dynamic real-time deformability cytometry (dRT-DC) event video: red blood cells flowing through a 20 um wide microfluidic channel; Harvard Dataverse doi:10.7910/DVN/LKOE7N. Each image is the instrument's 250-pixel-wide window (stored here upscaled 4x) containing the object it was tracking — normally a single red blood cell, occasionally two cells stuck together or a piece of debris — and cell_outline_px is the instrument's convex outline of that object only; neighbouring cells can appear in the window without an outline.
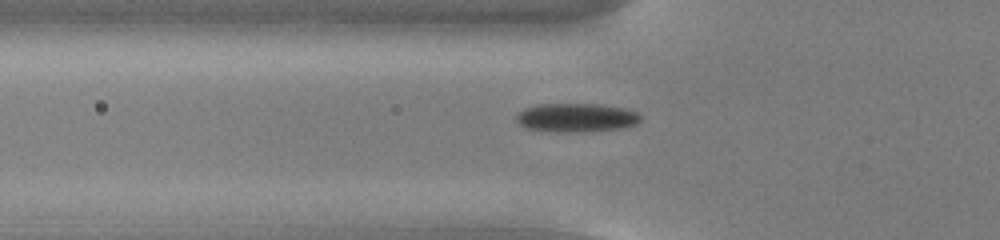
{"species": "common noctule bat (a hibernating species)", "species_latin": "Nyctalus noctula", "temperature_condition": "cold", "stored_images_in_passage": 50, "camera_frame_rate_fps": 3000, "um_per_image_px": 0.085, "animal": {"sex": "male", "body_mass_g": 13.0, "forearm_length_mm": 53.1}, "frame": {"image": 1, "passage_image": 15, "time_ms": 4.667, "image_size_px": [1000, 240], "cell_outline_px": [[640, 120], [636, 124], [620, 128], [584, 132], [556, 132], [524, 128], [516, 120], [516, 116], [524, 108], [536, 104], [600, 104], [624, 108], [636, 112], [640, 116]], "centroid_in_image_um": [48.95, 10.0], "position_along_channel_um": 76.8, "area_um2": 20.87}}
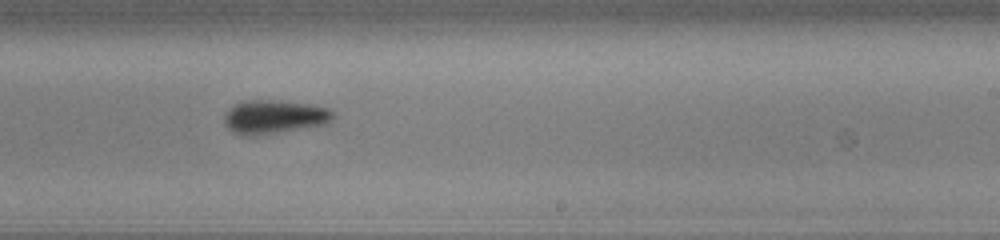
{"frame": {"image": 2, "passage_image": 30, "time_ms": 9.667, "image_size_px": [1000, 240], "cell_outline_px": [[336, 116], [332, 120], [324, 124], [252, 136], [244, 136], [232, 132], [224, 124], [224, 116], [228, 108], [240, 100], [280, 100], [312, 104], [328, 108], [336, 112]], "centroid_in_image_um": [23.29, 9.91], "position_along_channel_um": 265.7, "area_um2": 21.62}}
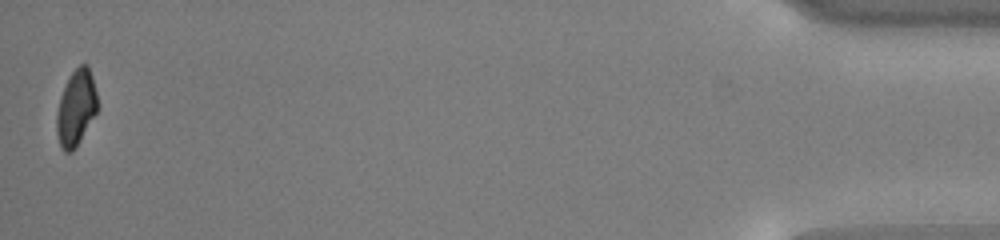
{"frame": {"image": 3, "passage_image": 50, "time_ms": 16.333, "image_size_px": [1000, 240], "cell_outline_px": [[96, 112], [80, 140], [72, 152], [64, 152], [60, 148], [56, 132], [56, 112], [60, 96], [68, 76], [80, 64], [88, 64], [92, 76], [96, 92]], "centroid_in_image_um": [6.42, 9.17], "position_along_channel_um": 428.8, "area_um2": 17.98}, "authors_computed_cell_mechanics": {"area_um2": 19.6809, "velocity_mm_per_s": 3.7758, "shape_relaxation_time_tau1_ms": 2.7965, "shape_relaxation_time_tau2_ms": null, "deformation_change_tau1": 0.122, "deformation_change_tau2": null}}